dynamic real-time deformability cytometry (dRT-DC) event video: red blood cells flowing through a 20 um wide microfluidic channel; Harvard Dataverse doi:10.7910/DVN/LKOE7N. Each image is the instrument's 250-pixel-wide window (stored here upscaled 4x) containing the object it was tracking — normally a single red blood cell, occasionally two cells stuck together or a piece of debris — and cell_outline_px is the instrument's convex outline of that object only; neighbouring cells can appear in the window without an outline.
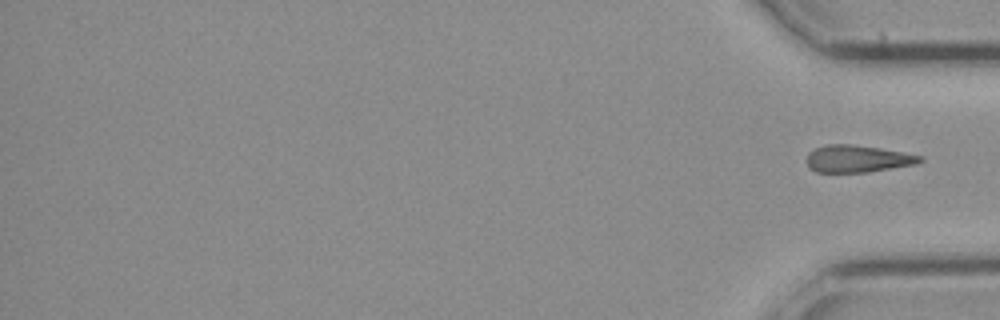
{"species": "common noctule bat (a hibernating species)", "species_latin": "Nyctalus noctula", "temperature_condition": "cold", "stored_images_in_passage": 25, "segment_of_instrument_passage": [2, 2], "camera_frame_rate_fps": 3000, "um_per_image_px": 0.085, "animal": {"sex": "female", "body_mass_g": 21.9}, "frame": {"image": 1, "passage_image": 25, "time_ms": 8.0, "image_size_px": [1000, 320], "cell_outline_px": [[924, 160], [916, 164], [868, 172], [816, 172], [808, 168], [808, 152], [824, 144], [852, 144], [880, 148], [924, 156]], "centroid_in_image_um": [72.9, 13.49], "position_along_channel_um": 362.3, "area_um2": 17.98}}